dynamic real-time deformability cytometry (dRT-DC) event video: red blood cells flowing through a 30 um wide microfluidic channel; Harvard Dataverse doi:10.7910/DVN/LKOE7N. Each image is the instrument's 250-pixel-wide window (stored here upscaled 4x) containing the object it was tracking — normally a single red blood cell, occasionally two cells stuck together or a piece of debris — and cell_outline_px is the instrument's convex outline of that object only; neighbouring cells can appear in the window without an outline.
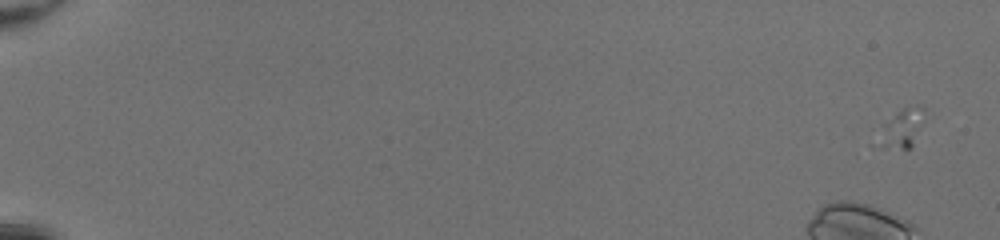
{"species": "common noctule bat (a hibernating species)", "species_latin": "Nyctalus noctula", "temperature_condition": "room temperature", "stored_images_in_passage": 1, "camera_frame_rate_fps": 3000, "um_per_image_px": 0.085, "animal": {"sex": "female", "body_mass_g": 20.0, "forearm_length_mm": 54.0}, "frame": {"image": 1, "passage_image": 1, "time_ms": 0.0, "image_size_px": [1000, 240], "cell_outline_px": [[924, 120], [912, 148], [880, 148], [884, 124], [896, 112], [904, 108], [916, 104], [924, 108]], "centroid_in_image_um": [76.76, 10.88], "position_along_channel_um": 8.2, "area_um2": 10.0}}